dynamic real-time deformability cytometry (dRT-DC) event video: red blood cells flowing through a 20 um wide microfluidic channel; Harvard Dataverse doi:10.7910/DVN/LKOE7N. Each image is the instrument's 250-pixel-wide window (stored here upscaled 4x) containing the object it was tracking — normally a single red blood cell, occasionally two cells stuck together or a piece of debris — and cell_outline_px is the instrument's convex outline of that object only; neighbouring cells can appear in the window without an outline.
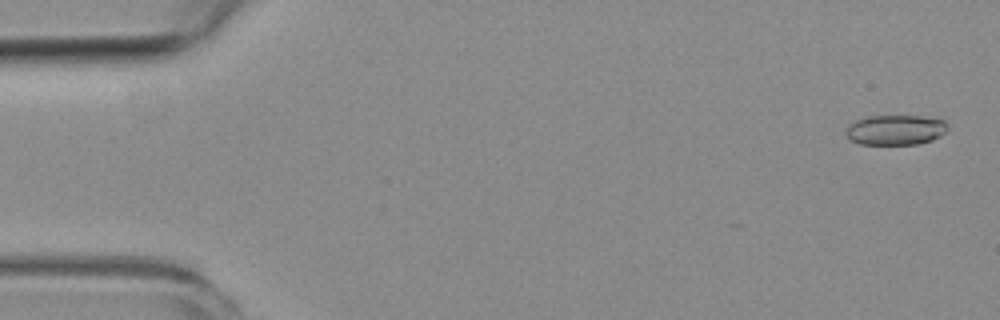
{"species": "common noctule bat (a hibernating species)", "species_latin": "Nyctalus noctula", "temperature_condition": "room temperature", "stored_images_in_passage": 9, "camera_frame_rate_fps": 3000, "um_per_image_px": 0.085, "animal": {"sex": "female", "body_mass_g": 19.3, "forearm_length_mm": 54.1}, "frame": {"image": 1, "passage_image": 1, "time_ms": 0.0, "image_size_px": [1000, 320], "cell_outline_px": [[948, 128], [940, 136], [932, 140], [916, 144], [860, 144], [848, 140], [844, 132], [848, 124], [856, 120], [868, 116], [920, 116], [944, 120], [948, 124]], "centroid_in_image_um": [76.07, 11.04], "position_along_channel_um": 8.9, "area_um2": 17.98}}
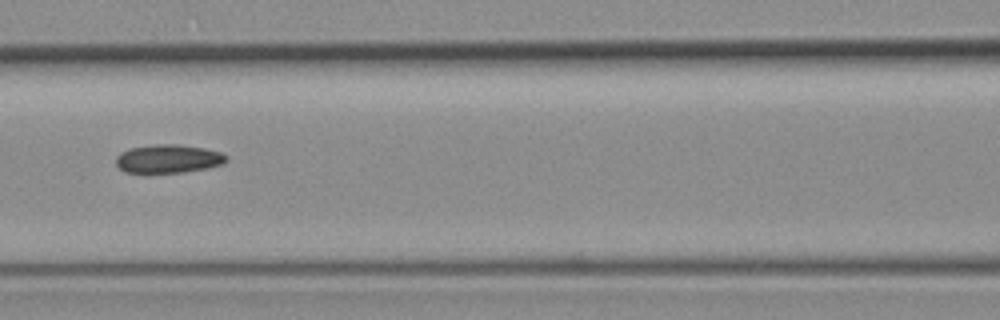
{"frame": {"image": 2, "passage_image": 6, "time_ms": 7.333, "image_size_px": [1000, 320], "cell_outline_px": [[228, 160], [224, 164], [208, 168], [184, 172], [148, 176], [144, 176], [124, 172], [116, 164], [116, 156], [120, 152], [132, 148], [156, 144], [176, 144], [204, 148], [220, 152], [228, 156]], "centroid_in_image_um": [14.26, 13.55], "position_along_channel_um": 152.3, "area_um2": 19.19}}
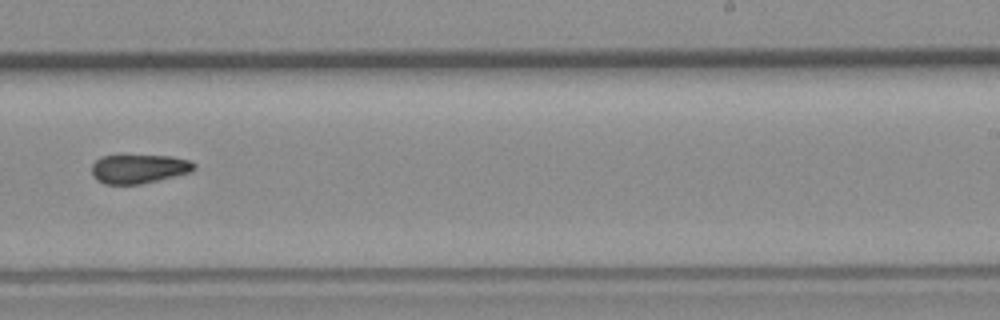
{"frame": {"image": 3, "passage_image": 9, "time_ms": 10.667, "image_size_px": [1000, 320], "cell_outline_px": [[196, 168], [192, 172], [140, 184], [104, 184], [96, 180], [92, 176], [92, 164], [100, 156], [172, 156], [192, 160], [196, 164]], "centroid_in_image_um": [11.83, 14.35], "position_along_channel_um": 277.2, "area_um2": 17.4}}